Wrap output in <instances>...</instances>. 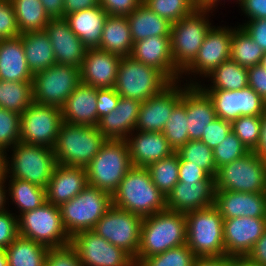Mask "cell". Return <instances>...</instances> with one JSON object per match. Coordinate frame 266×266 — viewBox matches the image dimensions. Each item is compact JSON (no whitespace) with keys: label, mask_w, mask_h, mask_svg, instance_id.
Instances as JSON below:
<instances>
[{"label":"cell","mask_w":266,"mask_h":266,"mask_svg":"<svg viewBox=\"0 0 266 266\" xmlns=\"http://www.w3.org/2000/svg\"><path fill=\"white\" fill-rule=\"evenodd\" d=\"M196 258L193 251L184 244L144 258L137 266H193Z\"/></svg>","instance_id":"cell-45"},{"label":"cell","mask_w":266,"mask_h":266,"mask_svg":"<svg viewBox=\"0 0 266 266\" xmlns=\"http://www.w3.org/2000/svg\"><path fill=\"white\" fill-rule=\"evenodd\" d=\"M70 244L77 251L83 266H136L127 252L109 243L93 230L74 234Z\"/></svg>","instance_id":"cell-15"},{"label":"cell","mask_w":266,"mask_h":266,"mask_svg":"<svg viewBox=\"0 0 266 266\" xmlns=\"http://www.w3.org/2000/svg\"><path fill=\"white\" fill-rule=\"evenodd\" d=\"M112 206L111 194L88 184L73 199L59 207L63 226L72 237L78 232L93 230Z\"/></svg>","instance_id":"cell-7"},{"label":"cell","mask_w":266,"mask_h":266,"mask_svg":"<svg viewBox=\"0 0 266 266\" xmlns=\"http://www.w3.org/2000/svg\"><path fill=\"white\" fill-rule=\"evenodd\" d=\"M143 0H99V5L111 16L130 15Z\"/></svg>","instance_id":"cell-53"},{"label":"cell","mask_w":266,"mask_h":266,"mask_svg":"<svg viewBox=\"0 0 266 266\" xmlns=\"http://www.w3.org/2000/svg\"><path fill=\"white\" fill-rule=\"evenodd\" d=\"M21 38L0 39V80L32 82Z\"/></svg>","instance_id":"cell-30"},{"label":"cell","mask_w":266,"mask_h":266,"mask_svg":"<svg viewBox=\"0 0 266 266\" xmlns=\"http://www.w3.org/2000/svg\"><path fill=\"white\" fill-rule=\"evenodd\" d=\"M15 215L10 210L0 213V249L2 250H5L19 236L18 217Z\"/></svg>","instance_id":"cell-52"},{"label":"cell","mask_w":266,"mask_h":266,"mask_svg":"<svg viewBox=\"0 0 266 266\" xmlns=\"http://www.w3.org/2000/svg\"><path fill=\"white\" fill-rule=\"evenodd\" d=\"M106 140L97 126L63 122L53 147L57 164L86 168Z\"/></svg>","instance_id":"cell-3"},{"label":"cell","mask_w":266,"mask_h":266,"mask_svg":"<svg viewBox=\"0 0 266 266\" xmlns=\"http://www.w3.org/2000/svg\"><path fill=\"white\" fill-rule=\"evenodd\" d=\"M132 167L127 141L107 139L86 167L88 184L112 195Z\"/></svg>","instance_id":"cell-4"},{"label":"cell","mask_w":266,"mask_h":266,"mask_svg":"<svg viewBox=\"0 0 266 266\" xmlns=\"http://www.w3.org/2000/svg\"><path fill=\"white\" fill-rule=\"evenodd\" d=\"M260 65L266 70V52L264 53Z\"/></svg>","instance_id":"cell-69"},{"label":"cell","mask_w":266,"mask_h":266,"mask_svg":"<svg viewBox=\"0 0 266 266\" xmlns=\"http://www.w3.org/2000/svg\"><path fill=\"white\" fill-rule=\"evenodd\" d=\"M189 140H200L217 116L212 100L199 85L183 84Z\"/></svg>","instance_id":"cell-25"},{"label":"cell","mask_w":266,"mask_h":266,"mask_svg":"<svg viewBox=\"0 0 266 266\" xmlns=\"http://www.w3.org/2000/svg\"><path fill=\"white\" fill-rule=\"evenodd\" d=\"M63 122L97 126V88L80 83L61 108Z\"/></svg>","instance_id":"cell-29"},{"label":"cell","mask_w":266,"mask_h":266,"mask_svg":"<svg viewBox=\"0 0 266 266\" xmlns=\"http://www.w3.org/2000/svg\"><path fill=\"white\" fill-rule=\"evenodd\" d=\"M228 266H254L246 257H228Z\"/></svg>","instance_id":"cell-66"},{"label":"cell","mask_w":266,"mask_h":266,"mask_svg":"<svg viewBox=\"0 0 266 266\" xmlns=\"http://www.w3.org/2000/svg\"><path fill=\"white\" fill-rule=\"evenodd\" d=\"M112 205L142 217L167 210L166 197L147 168L132 167L112 194Z\"/></svg>","instance_id":"cell-2"},{"label":"cell","mask_w":266,"mask_h":266,"mask_svg":"<svg viewBox=\"0 0 266 266\" xmlns=\"http://www.w3.org/2000/svg\"><path fill=\"white\" fill-rule=\"evenodd\" d=\"M262 116H240L232 122V131L249 151H254L260 140Z\"/></svg>","instance_id":"cell-46"},{"label":"cell","mask_w":266,"mask_h":266,"mask_svg":"<svg viewBox=\"0 0 266 266\" xmlns=\"http://www.w3.org/2000/svg\"><path fill=\"white\" fill-rule=\"evenodd\" d=\"M18 217L19 236L33 240L48 248L70 244L59 206L46 202L35 210L24 212Z\"/></svg>","instance_id":"cell-9"},{"label":"cell","mask_w":266,"mask_h":266,"mask_svg":"<svg viewBox=\"0 0 266 266\" xmlns=\"http://www.w3.org/2000/svg\"><path fill=\"white\" fill-rule=\"evenodd\" d=\"M142 3L172 24L201 6L198 0H143Z\"/></svg>","instance_id":"cell-43"},{"label":"cell","mask_w":266,"mask_h":266,"mask_svg":"<svg viewBox=\"0 0 266 266\" xmlns=\"http://www.w3.org/2000/svg\"><path fill=\"white\" fill-rule=\"evenodd\" d=\"M248 86L266 102V70L261 65L247 69Z\"/></svg>","instance_id":"cell-57"},{"label":"cell","mask_w":266,"mask_h":266,"mask_svg":"<svg viewBox=\"0 0 266 266\" xmlns=\"http://www.w3.org/2000/svg\"><path fill=\"white\" fill-rule=\"evenodd\" d=\"M80 83L79 68L71 65L54 64L33 76V102L61 109Z\"/></svg>","instance_id":"cell-12"},{"label":"cell","mask_w":266,"mask_h":266,"mask_svg":"<svg viewBox=\"0 0 266 266\" xmlns=\"http://www.w3.org/2000/svg\"><path fill=\"white\" fill-rule=\"evenodd\" d=\"M186 215L165 210L143 217L137 266L144 258L161 254L187 243Z\"/></svg>","instance_id":"cell-1"},{"label":"cell","mask_w":266,"mask_h":266,"mask_svg":"<svg viewBox=\"0 0 266 266\" xmlns=\"http://www.w3.org/2000/svg\"><path fill=\"white\" fill-rule=\"evenodd\" d=\"M224 248L227 257H246L266 230V218L223 219Z\"/></svg>","instance_id":"cell-19"},{"label":"cell","mask_w":266,"mask_h":266,"mask_svg":"<svg viewBox=\"0 0 266 266\" xmlns=\"http://www.w3.org/2000/svg\"><path fill=\"white\" fill-rule=\"evenodd\" d=\"M121 57L98 48H88L80 67L81 82L97 89L114 88Z\"/></svg>","instance_id":"cell-22"},{"label":"cell","mask_w":266,"mask_h":266,"mask_svg":"<svg viewBox=\"0 0 266 266\" xmlns=\"http://www.w3.org/2000/svg\"><path fill=\"white\" fill-rule=\"evenodd\" d=\"M0 266H8L6 253L2 249H0Z\"/></svg>","instance_id":"cell-68"},{"label":"cell","mask_w":266,"mask_h":266,"mask_svg":"<svg viewBox=\"0 0 266 266\" xmlns=\"http://www.w3.org/2000/svg\"><path fill=\"white\" fill-rule=\"evenodd\" d=\"M62 123L60 108L33 102L20 115V142L53 149Z\"/></svg>","instance_id":"cell-14"},{"label":"cell","mask_w":266,"mask_h":266,"mask_svg":"<svg viewBox=\"0 0 266 266\" xmlns=\"http://www.w3.org/2000/svg\"><path fill=\"white\" fill-rule=\"evenodd\" d=\"M45 266H83L75 248L71 245L48 248Z\"/></svg>","instance_id":"cell-49"},{"label":"cell","mask_w":266,"mask_h":266,"mask_svg":"<svg viewBox=\"0 0 266 266\" xmlns=\"http://www.w3.org/2000/svg\"><path fill=\"white\" fill-rule=\"evenodd\" d=\"M187 121L185 96L182 94L181 101L173 108L162 131L170 147L175 152L189 141Z\"/></svg>","instance_id":"cell-42"},{"label":"cell","mask_w":266,"mask_h":266,"mask_svg":"<svg viewBox=\"0 0 266 266\" xmlns=\"http://www.w3.org/2000/svg\"><path fill=\"white\" fill-rule=\"evenodd\" d=\"M264 53L241 26L233 28L230 48V58L232 60L248 69L260 65Z\"/></svg>","instance_id":"cell-39"},{"label":"cell","mask_w":266,"mask_h":266,"mask_svg":"<svg viewBox=\"0 0 266 266\" xmlns=\"http://www.w3.org/2000/svg\"><path fill=\"white\" fill-rule=\"evenodd\" d=\"M32 103V82L0 80L1 108L21 115Z\"/></svg>","instance_id":"cell-40"},{"label":"cell","mask_w":266,"mask_h":266,"mask_svg":"<svg viewBox=\"0 0 266 266\" xmlns=\"http://www.w3.org/2000/svg\"><path fill=\"white\" fill-rule=\"evenodd\" d=\"M201 6H204L206 8L216 9L218 3L220 0H198Z\"/></svg>","instance_id":"cell-67"},{"label":"cell","mask_w":266,"mask_h":266,"mask_svg":"<svg viewBox=\"0 0 266 266\" xmlns=\"http://www.w3.org/2000/svg\"><path fill=\"white\" fill-rule=\"evenodd\" d=\"M176 152L183 161H189V164L200 167L215 178L218 169L214 161L213 151L204 142L189 140Z\"/></svg>","instance_id":"cell-44"},{"label":"cell","mask_w":266,"mask_h":266,"mask_svg":"<svg viewBox=\"0 0 266 266\" xmlns=\"http://www.w3.org/2000/svg\"><path fill=\"white\" fill-rule=\"evenodd\" d=\"M8 186V196L20 214L35 210L47 202L45 188L41 186L20 179H10Z\"/></svg>","instance_id":"cell-38"},{"label":"cell","mask_w":266,"mask_h":266,"mask_svg":"<svg viewBox=\"0 0 266 266\" xmlns=\"http://www.w3.org/2000/svg\"><path fill=\"white\" fill-rule=\"evenodd\" d=\"M119 94L114 88L97 89V116L99 119L116 109Z\"/></svg>","instance_id":"cell-54"},{"label":"cell","mask_w":266,"mask_h":266,"mask_svg":"<svg viewBox=\"0 0 266 266\" xmlns=\"http://www.w3.org/2000/svg\"><path fill=\"white\" fill-rule=\"evenodd\" d=\"M7 151L0 147V179L7 176Z\"/></svg>","instance_id":"cell-65"},{"label":"cell","mask_w":266,"mask_h":266,"mask_svg":"<svg viewBox=\"0 0 266 266\" xmlns=\"http://www.w3.org/2000/svg\"><path fill=\"white\" fill-rule=\"evenodd\" d=\"M182 93L181 81H172L158 94L141 102L135 130L162 132L173 108L181 101Z\"/></svg>","instance_id":"cell-18"},{"label":"cell","mask_w":266,"mask_h":266,"mask_svg":"<svg viewBox=\"0 0 266 266\" xmlns=\"http://www.w3.org/2000/svg\"><path fill=\"white\" fill-rule=\"evenodd\" d=\"M142 221V216L112 206L93 231L135 259L140 246Z\"/></svg>","instance_id":"cell-13"},{"label":"cell","mask_w":266,"mask_h":266,"mask_svg":"<svg viewBox=\"0 0 266 266\" xmlns=\"http://www.w3.org/2000/svg\"><path fill=\"white\" fill-rule=\"evenodd\" d=\"M99 5V0H64V18L66 15L93 8Z\"/></svg>","instance_id":"cell-60"},{"label":"cell","mask_w":266,"mask_h":266,"mask_svg":"<svg viewBox=\"0 0 266 266\" xmlns=\"http://www.w3.org/2000/svg\"><path fill=\"white\" fill-rule=\"evenodd\" d=\"M20 34L44 31L51 18L40 0H10Z\"/></svg>","instance_id":"cell-37"},{"label":"cell","mask_w":266,"mask_h":266,"mask_svg":"<svg viewBox=\"0 0 266 266\" xmlns=\"http://www.w3.org/2000/svg\"><path fill=\"white\" fill-rule=\"evenodd\" d=\"M133 40L126 16L108 15L101 35L100 50L120 57L131 56Z\"/></svg>","instance_id":"cell-32"},{"label":"cell","mask_w":266,"mask_h":266,"mask_svg":"<svg viewBox=\"0 0 266 266\" xmlns=\"http://www.w3.org/2000/svg\"><path fill=\"white\" fill-rule=\"evenodd\" d=\"M126 141L133 167L147 168L150 164L169 157L175 152L162 132H137L134 130Z\"/></svg>","instance_id":"cell-27"},{"label":"cell","mask_w":266,"mask_h":266,"mask_svg":"<svg viewBox=\"0 0 266 266\" xmlns=\"http://www.w3.org/2000/svg\"><path fill=\"white\" fill-rule=\"evenodd\" d=\"M18 142H20V114L0 107V147L9 151Z\"/></svg>","instance_id":"cell-48"},{"label":"cell","mask_w":266,"mask_h":266,"mask_svg":"<svg viewBox=\"0 0 266 266\" xmlns=\"http://www.w3.org/2000/svg\"><path fill=\"white\" fill-rule=\"evenodd\" d=\"M246 258L256 265L266 266V230L253 245Z\"/></svg>","instance_id":"cell-59"},{"label":"cell","mask_w":266,"mask_h":266,"mask_svg":"<svg viewBox=\"0 0 266 266\" xmlns=\"http://www.w3.org/2000/svg\"><path fill=\"white\" fill-rule=\"evenodd\" d=\"M238 4L248 20L266 19V0H241Z\"/></svg>","instance_id":"cell-58"},{"label":"cell","mask_w":266,"mask_h":266,"mask_svg":"<svg viewBox=\"0 0 266 266\" xmlns=\"http://www.w3.org/2000/svg\"><path fill=\"white\" fill-rule=\"evenodd\" d=\"M203 180H214L205 170L200 167L189 164V161H183L179 157V182H199Z\"/></svg>","instance_id":"cell-55"},{"label":"cell","mask_w":266,"mask_h":266,"mask_svg":"<svg viewBox=\"0 0 266 266\" xmlns=\"http://www.w3.org/2000/svg\"><path fill=\"white\" fill-rule=\"evenodd\" d=\"M147 169L154 185L167 197L179 182V154L174 152L169 157L150 164Z\"/></svg>","instance_id":"cell-41"},{"label":"cell","mask_w":266,"mask_h":266,"mask_svg":"<svg viewBox=\"0 0 266 266\" xmlns=\"http://www.w3.org/2000/svg\"><path fill=\"white\" fill-rule=\"evenodd\" d=\"M6 178L0 179V213L1 212H5L7 211V207L5 205H7V186L5 187V185H7L6 183ZM5 184V185H4ZM6 207V208H5Z\"/></svg>","instance_id":"cell-64"},{"label":"cell","mask_w":266,"mask_h":266,"mask_svg":"<svg viewBox=\"0 0 266 266\" xmlns=\"http://www.w3.org/2000/svg\"><path fill=\"white\" fill-rule=\"evenodd\" d=\"M214 182L215 190L266 193V161L259 154L250 151L220 167Z\"/></svg>","instance_id":"cell-10"},{"label":"cell","mask_w":266,"mask_h":266,"mask_svg":"<svg viewBox=\"0 0 266 266\" xmlns=\"http://www.w3.org/2000/svg\"><path fill=\"white\" fill-rule=\"evenodd\" d=\"M200 6L191 15L171 25L170 43L174 66L182 73L197 57L207 32L212 27L209 12Z\"/></svg>","instance_id":"cell-6"},{"label":"cell","mask_w":266,"mask_h":266,"mask_svg":"<svg viewBox=\"0 0 266 266\" xmlns=\"http://www.w3.org/2000/svg\"><path fill=\"white\" fill-rule=\"evenodd\" d=\"M212 151L217 169L250 152L233 131Z\"/></svg>","instance_id":"cell-47"},{"label":"cell","mask_w":266,"mask_h":266,"mask_svg":"<svg viewBox=\"0 0 266 266\" xmlns=\"http://www.w3.org/2000/svg\"><path fill=\"white\" fill-rule=\"evenodd\" d=\"M7 157L6 179H20L46 188L57 166L54 150L45 146L18 142ZM10 174V175H9ZM9 175V176H8Z\"/></svg>","instance_id":"cell-8"},{"label":"cell","mask_w":266,"mask_h":266,"mask_svg":"<svg viewBox=\"0 0 266 266\" xmlns=\"http://www.w3.org/2000/svg\"><path fill=\"white\" fill-rule=\"evenodd\" d=\"M243 24L239 26L266 52V19L248 20Z\"/></svg>","instance_id":"cell-56"},{"label":"cell","mask_w":266,"mask_h":266,"mask_svg":"<svg viewBox=\"0 0 266 266\" xmlns=\"http://www.w3.org/2000/svg\"><path fill=\"white\" fill-rule=\"evenodd\" d=\"M19 37L33 75L56 64L51 41L45 31L26 32Z\"/></svg>","instance_id":"cell-33"},{"label":"cell","mask_w":266,"mask_h":266,"mask_svg":"<svg viewBox=\"0 0 266 266\" xmlns=\"http://www.w3.org/2000/svg\"><path fill=\"white\" fill-rule=\"evenodd\" d=\"M127 20L134 43L153 36H170L172 23L151 11L143 3L127 16Z\"/></svg>","instance_id":"cell-34"},{"label":"cell","mask_w":266,"mask_h":266,"mask_svg":"<svg viewBox=\"0 0 266 266\" xmlns=\"http://www.w3.org/2000/svg\"><path fill=\"white\" fill-rule=\"evenodd\" d=\"M212 100L216 116L233 122L240 116H262L266 102L251 87L228 90H204Z\"/></svg>","instance_id":"cell-16"},{"label":"cell","mask_w":266,"mask_h":266,"mask_svg":"<svg viewBox=\"0 0 266 266\" xmlns=\"http://www.w3.org/2000/svg\"><path fill=\"white\" fill-rule=\"evenodd\" d=\"M170 81L156 68L121 57L114 89L120 97L144 102L164 89Z\"/></svg>","instance_id":"cell-11"},{"label":"cell","mask_w":266,"mask_h":266,"mask_svg":"<svg viewBox=\"0 0 266 266\" xmlns=\"http://www.w3.org/2000/svg\"><path fill=\"white\" fill-rule=\"evenodd\" d=\"M214 198V180L178 182L166 197V206L170 211L186 214L191 211L212 207Z\"/></svg>","instance_id":"cell-23"},{"label":"cell","mask_w":266,"mask_h":266,"mask_svg":"<svg viewBox=\"0 0 266 266\" xmlns=\"http://www.w3.org/2000/svg\"><path fill=\"white\" fill-rule=\"evenodd\" d=\"M232 131V123L216 117L204 131L201 141L212 150L216 148Z\"/></svg>","instance_id":"cell-51"},{"label":"cell","mask_w":266,"mask_h":266,"mask_svg":"<svg viewBox=\"0 0 266 266\" xmlns=\"http://www.w3.org/2000/svg\"><path fill=\"white\" fill-rule=\"evenodd\" d=\"M211 83L209 87L201 85L196 80L190 79L188 85H199L203 90H228L234 91L248 86L247 68L240 66L229 58L208 75Z\"/></svg>","instance_id":"cell-35"},{"label":"cell","mask_w":266,"mask_h":266,"mask_svg":"<svg viewBox=\"0 0 266 266\" xmlns=\"http://www.w3.org/2000/svg\"><path fill=\"white\" fill-rule=\"evenodd\" d=\"M141 102L120 97L118 106L111 113L99 119L97 128L110 140H126L135 130Z\"/></svg>","instance_id":"cell-28"},{"label":"cell","mask_w":266,"mask_h":266,"mask_svg":"<svg viewBox=\"0 0 266 266\" xmlns=\"http://www.w3.org/2000/svg\"><path fill=\"white\" fill-rule=\"evenodd\" d=\"M186 215L187 246L197 258L223 257V217L212 207L191 211Z\"/></svg>","instance_id":"cell-5"},{"label":"cell","mask_w":266,"mask_h":266,"mask_svg":"<svg viewBox=\"0 0 266 266\" xmlns=\"http://www.w3.org/2000/svg\"><path fill=\"white\" fill-rule=\"evenodd\" d=\"M254 152L259 154L263 159L266 158V111L262 115L260 140Z\"/></svg>","instance_id":"cell-63"},{"label":"cell","mask_w":266,"mask_h":266,"mask_svg":"<svg viewBox=\"0 0 266 266\" xmlns=\"http://www.w3.org/2000/svg\"><path fill=\"white\" fill-rule=\"evenodd\" d=\"M106 11L100 6L70 13L65 16L72 32L87 48H97L107 18Z\"/></svg>","instance_id":"cell-31"},{"label":"cell","mask_w":266,"mask_h":266,"mask_svg":"<svg viewBox=\"0 0 266 266\" xmlns=\"http://www.w3.org/2000/svg\"><path fill=\"white\" fill-rule=\"evenodd\" d=\"M87 185L86 168L57 164L45 188L46 200L55 206H61Z\"/></svg>","instance_id":"cell-26"},{"label":"cell","mask_w":266,"mask_h":266,"mask_svg":"<svg viewBox=\"0 0 266 266\" xmlns=\"http://www.w3.org/2000/svg\"><path fill=\"white\" fill-rule=\"evenodd\" d=\"M233 28L212 26L207 32L204 41L194 61L181 73L206 78L218 66L230 58V48ZM193 73V74H192Z\"/></svg>","instance_id":"cell-17"},{"label":"cell","mask_w":266,"mask_h":266,"mask_svg":"<svg viewBox=\"0 0 266 266\" xmlns=\"http://www.w3.org/2000/svg\"><path fill=\"white\" fill-rule=\"evenodd\" d=\"M214 206L223 219L266 218V193L215 190Z\"/></svg>","instance_id":"cell-24"},{"label":"cell","mask_w":266,"mask_h":266,"mask_svg":"<svg viewBox=\"0 0 266 266\" xmlns=\"http://www.w3.org/2000/svg\"><path fill=\"white\" fill-rule=\"evenodd\" d=\"M53 48L56 64L80 69L88 49L76 36L64 18L51 19L45 27Z\"/></svg>","instance_id":"cell-20"},{"label":"cell","mask_w":266,"mask_h":266,"mask_svg":"<svg viewBox=\"0 0 266 266\" xmlns=\"http://www.w3.org/2000/svg\"><path fill=\"white\" fill-rule=\"evenodd\" d=\"M48 247L18 236L4 251L8 266H45Z\"/></svg>","instance_id":"cell-36"},{"label":"cell","mask_w":266,"mask_h":266,"mask_svg":"<svg viewBox=\"0 0 266 266\" xmlns=\"http://www.w3.org/2000/svg\"><path fill=\"white\" fill-rule=\"evenodd\" d=\"M131 56L138 62L158 69L170 82L181 78V72L173 63L170 36H153L135 42Z\"/></svg>","instance_id":"cell-21"},{"label":"cell","mask_w":266,"mask_h":266,"mask_svg":"<svg viewBox=\"0 0 266 266\" xmlns=\"http://www.w3.org/2000/svg\"><path fill=\"white\" fill-rule=\"evenodd\" d=\"M193 266H228V257L196 258Z\"/></svg>","instance_id":"cell-62"},{"label":"cell","mask_w":266,"mask_h":266,"mask_svg":"<svg viewBox=\"0 0 266 266\" xmlns=\"http://www.w3.org/2000/svg\"><path fill=\"white\" fill-rule=\"evenodd\" d=\"M20 35L12 3L10 0H0V39H12Z\"/></svg>","instance_id":"cell-50"},{"label":"cell","mask_w":266,"mask_h":266,"mask_svg":"<svg viewBox=\"0 0 266 266\" xmlns=\"http://www.w3.org/2000/svg\"><path fill=\"white\" fill-rule=\"evenodd\" d=\"M51 19L64 18V0H40Z\"/></svg>","instance_id":"cell-61"}]
</instances>
